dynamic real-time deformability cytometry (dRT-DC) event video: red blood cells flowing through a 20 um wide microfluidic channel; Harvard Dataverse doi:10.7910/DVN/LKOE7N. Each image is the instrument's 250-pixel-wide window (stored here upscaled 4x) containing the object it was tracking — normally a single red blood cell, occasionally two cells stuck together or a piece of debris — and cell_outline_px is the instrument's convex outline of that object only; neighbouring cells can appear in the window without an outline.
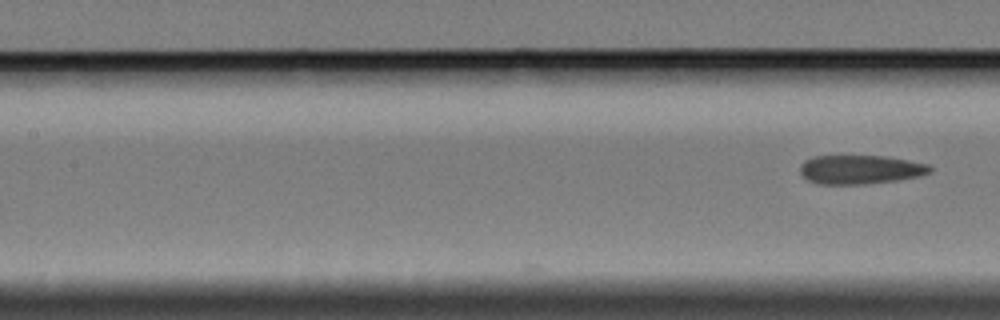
{"species": "Egyptian fruit bat (a non-hibernating species)", "species_latin": "Rousettus aegyptiacus", "temperature_condition": "cold", "stored_images_in_passage": 5, "camera_frame_rate_fps": 3000, "um_per_image_px": 0.085, "animal": {"sex": "female"}, "frame": {"image": 1, "passage_image": 5, "time_ms": 4.667, "image_size_px": [1000, 320], "cell_outline_px": [[932, 172], [916, 176], [896, 180], [864, 184], [820, 184], [808, 180], [800, 172], [800, 164], [804, 160], [812, 156], [884, 156], [928, 164], [932, 168]], "centroid_in_image_um": [73.08, 14.4], "position_along_channel_um": 134.3, "area_um2": 21.73}}